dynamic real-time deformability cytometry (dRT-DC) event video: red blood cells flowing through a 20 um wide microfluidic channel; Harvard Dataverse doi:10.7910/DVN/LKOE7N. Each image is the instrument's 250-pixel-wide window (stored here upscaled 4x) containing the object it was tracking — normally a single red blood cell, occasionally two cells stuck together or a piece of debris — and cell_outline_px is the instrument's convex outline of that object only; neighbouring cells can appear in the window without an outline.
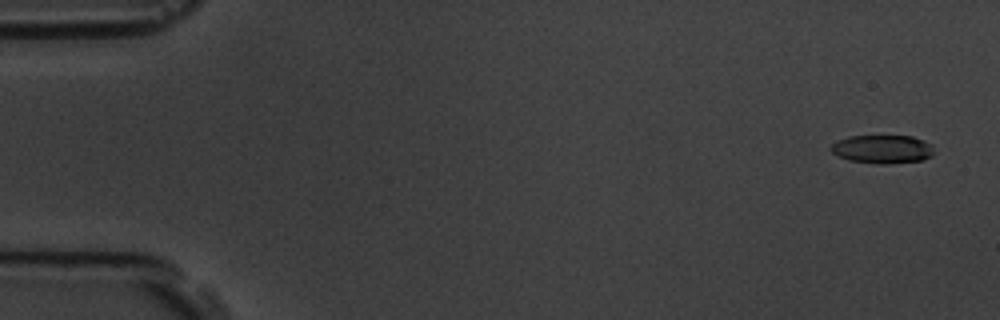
{"species": "common noctule bat (a hibernating species)", "species_latin": "Nyctalus noctula", "temperature_condition": "room temperature", "stored_images_in_passage": 6, "camera_frame_rate_fps": 3000, "um_per_image_px": 0.085, "animal": {"sex": "male", "body_mass_g": 19.5, "forearm_length_mm": 54.6}, "frame": {"image": 1, "passage_image": 1, "time_ms": 0.0, "image_size_px": [1000, 320], "cell_outline_px": [[932, 156], [924, 160], [888, 164], [876, 164], [848, 160], [832, 152], [828, 148], [836, 140], [848, 136], [912, 136], [924, 140], [932, 144]], "centroid_in_image_um": [75.0, 12.68], "position_along_channel_um": 10.0, "area_um2": 17.28}}
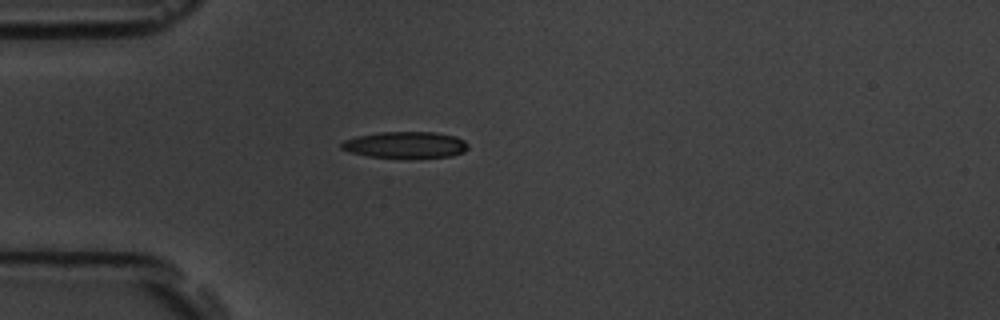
{"frame": {"image": 2, "passage_image": 5, "time_ms": 4.667, "image_size_px": [1000, 320], "cell_outline_px": [[468, 148], [464, 152], [452, 156], [408, 160], [368, 156], [348, 152], [340, 148], [340, 144], [344, 140], [356, 136], [380, 132], [436, 132], [456, 136], [464, 140], [468, 144]], "centroid_in_image_um": [34.47, 12.34], "position_along_channel_um": 50.5, "area_um2": 20.35}}